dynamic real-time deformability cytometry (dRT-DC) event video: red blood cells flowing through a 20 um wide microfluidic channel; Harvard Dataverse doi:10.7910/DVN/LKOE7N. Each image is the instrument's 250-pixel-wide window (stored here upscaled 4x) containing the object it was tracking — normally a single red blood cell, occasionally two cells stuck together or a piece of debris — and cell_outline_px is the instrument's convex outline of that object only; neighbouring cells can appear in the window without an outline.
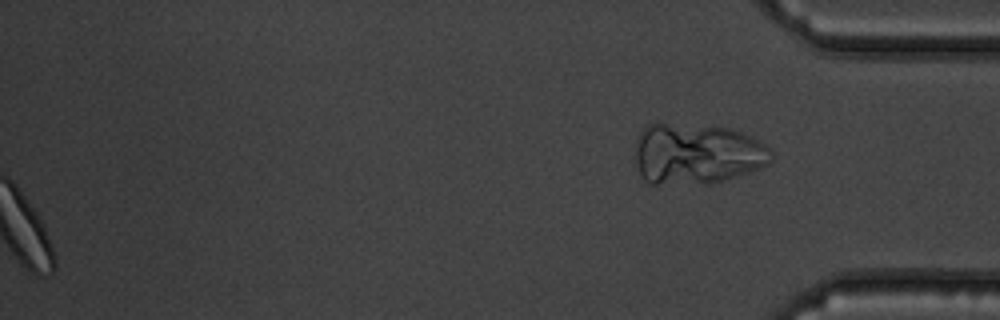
{"species": "common noctule bat (a hibernating species)", "species_latin": "Nyctalus noctula", "temperature_condition": "warm", "stored_images_in_passage": 45, "segment_of_instrument_passage": [2, 2], "camera_frame_rate_fps": 3000, "um_per_image_px": 0.085, "animal": {"sex": "male", "body_mass_g": 19.5, "forearm_length_mm": 54.6}, "frame": {"image": 1, "passage_image": 45, "time_ms": 14.667, "image_size_px": [1000, 320], "cell_outline_px": [[772, 160], [768, 164], [760, 168], [724, 180], [708, 184], [648, 184], [640, 176], [636, 164], [636, 140], [640, 132], [648, 124], [664, 124], [728, 128], [740, 132], [764, 144], [772, 152]], "centroid_in_image_um": [59.19, 13.12], "position_along_channel_um": 376.0, "area_um2": 47.97}}